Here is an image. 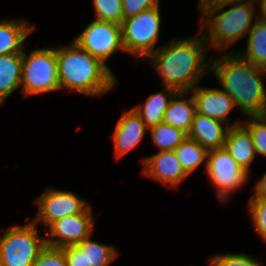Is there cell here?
<instances>
[{
	"label": "cell",
	"instance_id": "2",
	"mask_svg": "<svg viewBox=\"0 0 266 266\" xmlns=\"http://www.w3.org/2000/svg\"><path fill=\"white\" fill-rule=\"evenodd\" d=\"M219 78L223 91L234 100L236 106L247 115L266 114V94L260 75L266 69L257 67L240 57V54L216 59L212 66Z\"/></svg>",
	"mask_w": 266,
	"mask_h": 266
},
{
	"label": "cell",
	"instance_id": "27",
	"mask_svg": "<svg viewBox=\"0 0 266 266\" xmlns=\"http://www.w3.org/2000/svg\"><path fill=\"white\" fill-rule=\"evenodd\" d=\"M248 203L257 233L266 241V200L251 197Z\"/></svg>",
	"mask_w": 266,
	"mask_h": 266
},
{
	"label": "cell",
	"instance_id": "32",
	"mask_svg": "<svg viewBox=\"0 0 266 266\" xmlns=\"http://www.w3.org/2000/svg\"><path fill=\"white\" fill-rule=\"evenodd\" d=\"M67 266H89L86 256L76 245L63 247Z\"/></svg>",
	"mask_w": 266,
	"mask_h": 266
},
{
	"label": "cell",
	"instance_id": "7",
	"mask_svg": "<svg viewBox=\"0 0 266 266\" xmlns=\"http://www.w3.org/2000/svg\"><path fill=\"white\" fill-rule=\"evenodd\" d=\"M249 0L238 3V5L230 8L229 10L223 11L213 19H207L206 22L201 25L208 24L210 45L212 47H225L232 43L240 40L243 36L247 35L252 29L250 28L252 15L254 14V3Z\"/></svg>",
	"mask_w": 266,
	"mask_h": 266
},
{
	"label": "cell",
	"instance_id": "31",
	"mask_svg": "<svg viewBox=\"0 0 266 266\" xmlns=\"http://www.w3.org/2000/svg\"><path fill=\"white\" fill-rule=\"evenodd\" d=\"M241 2H245V0H200L199 7L202 9V13L210 19L215 13H218L227 5Z\"/></svg>",
	"mask_w": 266,
	"mask_h": 266
},
{
	"label": "cell",
	"instance_id": "4",
	"mask_svg": "<svg viewBox=\"0 0 266 266\" xmlns=\"http://www.w3.org/2000/svg\"><path fill=\"white\" fill-rule=\"evenodd\" d=\"M34 221L11 227L0 238V266H32L46 239L39 238Z\"/></svg>",
	"mask_w": 266,
	"mask_h": 266
},
{
	"label": "cell",
	"instance_id": "28",
	"mask_svg": "<svg viewBox=\"0 0 266 266\" xmlns=\"http://www.w3.org/2000/svg\"><path fill=\"white\" fill-rule=\"evenodd\" d=\"M32 266H67L63 248L46 245Z\"/></svg>",
	"mask_w": 266,
	"mask_h": 266
},
{
	"label": "cell",
	"instance_id": "34",
	"mask_svg": "<svg viewBox=\"0 0 266 266\" xmlns=\"http://www.w3.org/2000/svg\"><path fill=\"white\" fill-rule=\"evenodd\" d=\"M258 1V0H256ZM260 1V0H259ZM261 14H262V17H258V19H261L263 21H266V0H261Z\"/></svg>",
	"mask_w": 266,
	"mask_h": 266
},
{
	"label": "cell",
	"instance_id": "13",
	"mask_svg": "<svg viewBox=\"0 0 266 266\" xmlns=\"http://www.w3.org/2000/svg\"><path fill=\"white\" fill-rule=\"evenodd\" d=\"M193 98L197 113L227 122V114L235 106L234 100L221 89L195 88Z\"/></svg>",
	"mask_w": 266,
	"mask_h": 266
},
{
	"label": "cell",
	"instance_id": "10",
	"mask_svg": "<svg viewBox=\"0 0 266 266\" xmlns=\"http://www.w3.org/2000/svg\"><path fill=\"white\" fill-rule=\"evenodd\" d=\"M39 213L33 221H43V225L49 227L52 223L64 217L82 213L87 207V202L71 192L59 190H45L37 198Z\"/></svg>",
	"mask_w": 266,
	"mask_h": 266
},
{
	"label": "cell",
	"instance_id": "15",
	"mask_svg": "<svg viewBox=\"0 0 266 266\" xmlns=\"http://www.w3.org/2000/svg\"><path fill=\"white\" fill-rule=\"evenodd\" d=\"M220 120L196 113L187 137L207 150L222 148L230 126L223 128Z\"/></svg>",
	"mask_w": 266,
	"mask_h": 266
},
{
	"label": "cell",
	"instance_id": "24",
	"mask_svg": "<svg viewBox=\"0 0 266 266\" xmlns=\"http://www.w3.org/2000/svg\"><path fill=\"white\" fill-rule=\"evenodd\" d=\"M149 130L154 144L159 147L160 151L174 150L187 138V133L183 130L175 128L164 122L150 128Z\"/></svg>",
	"mask_w": 266,
	"mask_h": 266
},
{
	"label": "cell",
	"instance_id": "6",
	"mask_svg": "<svg viewBox=\"0 0 266 266\" xmlns=\"http://www.w3.org/2000/svg\"><path fill=\"white\" fill-rule=\"evenodd\" d=\"M21 85L27 95L60 89L55 50H34L29 57L23 52Z\"/></svg>",
	"mask_w": 266,
	"mask_h": 266
},
{
	"label": "cell",
	"instance_id": "8",
	"mask_svg": "<svg viewBox=\"0 0 266 266\" xmlns=\"http://www.w3.org/2000/svg\"><path fill=\"white\" fill-rule=\"evenodd\" d=\"M74 42L103 64L116 50H124L121 25L107 21L91 22Z\"/></svg>",
	"mask_w": 266,
	"mask_h": 266
},
{
	"label": "cell",
	"instance_id": "14",
	"mask_svg": "<svg viewBox=\"0 0 266 266\" xmlns=\"http://www.w3.org/2000/svg\"><path fill=\"white\" fill-rule=\"evenodd\" d=\"M147 130L146 124L133 109L125 112L117 122L113 134L117 157L135 147Z\"/></svg>",
	"mask_w": 266,
	"mask_h": 266
},
{
	"label": "cell",
	"instance_id": "19",
	"mask_svg": "<svg viewBox=\"0 0 266 266\" xmlns=\"http://www.w3.org/2000/svg\"><path fill=\"white\" fill-rule=\"evenodd\" d=\"M33 29L23 20L0 21V55L23 53V42Z\"/></svg>",
	"mask_w": 266,
	"mask_h": 266
},
{
	"label": "cell",
	"instance_id": "12",
	"mask_svg": "<svg viewBox=\"0 0 266 266\" xmlns=\"http://www.w3.org/2000/svg\"><path fill=\"white\" fill-rule=\"evenodd\" d=\"M143 163L142 174L157 179L167 186L176 188L188 176L173 150L159 151L157 154L145 158Z\"/></svg>",
	"mask_w": 266,
	"mask_h": 266
},
{
	"label": "cell",
	"instance_id": "23",
	"mask_svg": "<svg viewBox=\"0 0 266 266\" xmlns=\"http://www.w3.org/2000/svg\"><path fill=\"white\" fill-rule=\"evenodd\" d=\"M76 246L86 256L89 266H108L118 255L113 247L91 241L90 236Z\"/></svg>",
	"mask_w": 266,
	"mask_h": 266
},
{
	"label": "cell",
	"instance_id": "3",
	"mask_svg": "<svg viewBox=\"0 0 266 266\" xmlns=\"http://www.w3.org/2000/svg\"><path fill=\"white\" fill-rule=\"evenodd\" d=\"M71 47L55 49L60 88L87 95H100L116 82L107 65L72 42Z\"/></svg>",
	"mask_w": 266,
	"mask_h": 266
},
{
	"label": "cell",
	"instance_id": "18",
	"mask_svg": "<svg viewBox=\"0 0 266 266\" xmlns=\"http://www.w3.org/2000/svg\"><path fill=\"white\" fill-rule=\"evenodd\" d=\"M23 53L0 55V104L21 86Z\"/></svg>",
	"mask_w": 266,
	"mask_h": 266
},
{
	"label": "cell",
	"instance_id": "33",
	"mask_svg": "<svg viewBox=\"0 0 266 266\" xmlns=\"http://www.w3.org/2000/svg\"><path fill=\"white\" fill-rule=\"evenodd\" d=\"M255 194L252 197H257L266 200V173L263 178L254 187Z\"/></svg>",
	"mask_w": 266,
	"mask_h": 266
},
{
	"label": "cell",
	"instance_id": "26",
	"mask_svg": "<svg viewBox=\"0 0 266 266\" xmlns=\"http://www.w3.org/2000/svg\"><path fill=\"white\" fill-rule=\"evenodd\" d=\"M253 120L243 126L250 132L255 152L266 156V114L250 115Z\"/></svg>",
	"mask_w": 266,
	"mask_h": 266
},
{
	"label": "cell",
	"instance_id": "21",
	"mask_svg": "<svg viewBox=\"0 0 266 266\" xmlns=\"http://www.w3.org/2000/svg\"><path fill=\"white\" fill-rule=\"evenodd\" d=\"M249 31L246 55L240 56L253 65L266 69V21L256 18Z\"/></svg>",
	"mask_w": 266,
	"mask_h": 266
},
{
	"label": "cell",
	"instance_id": "30",
	"mask_svg": "<svg viewBox=\"0 0 266 266\" xmlns=\"http://www.w3.org/2000/svg\"><path fill=\"white\" fill-rule=\"evenodd\" d=\"M159 0H122L123 20L158 6Z\"/></svg>",
	"mask_w": 266,
	"mask_h": 266
},
{
	"label": "cell",
	"instance_id": "5",
	"mask_svg": "<svg viewBox=\"0 0 266 266\" xmlns=\"http://www.w3.org/2000/svg\"><path fill=\"white\" fill-rule=\"evenodd\" d=\"M159 6L143 10L121 23L124 51L134 55L149 56L154 49L160 30Z\"/></svg>",
	"mask_w": 266,
	"mask_h": 266
},
{
	"label": "cell",
	"instance_id": "11",
	"mask_svg": "<svg viewBox=\"0 0 266 266\" xmlns=\"http://www.w3.org/2000/svg\"><path fill=\"white\" fill-rule=\"evenodd\" d=\"M93 217L89 206L80 214L64 217L49 226L51 238L46 239V245L63 248L76 245L90 236Z\"/></svg>",
	"mask_w": 266,
	"mask_h": 266
},
{
	"label": "cell",
	"instance_id": "25",
	"mask_svg": "<svg viewBox=\"0 0 266 266\" xmlns=\"http://www.w3.org/2000/svg\"><path fill=\"white\" fill-rule=\"evenodd\" d=\"M96 20L113 22L121 25L123 22L122 0H94Z\"/></svg>",
	"mask_w": 266,
	"mask_h": 266
},
{
	"label": "cell",
	"instance_id": "16",
	"mask_svg": "<svg viewBox=\"0 0 266 266\" xmlns=\"http://www.w3.org/2000/svg\"><path fill=\"white\" fill-rule=\"evenodd\" d=\"M223 147L240 167L249 172L256 152L251 134L241 122L230 126Z\"/></svg>",
	"mask_w": 266,
	"mask_h": 266
},
{
	"label": "cell",
	"instance_id": "17",
	"mask_svg": "<svg viewBox=\"0 0 266 266\" xmlns=\"http://www.w3.org/2000/svg\"><path fill=\"white\" fill-rule=\"evenodd\" d=\"M187 93L188 92H177L176 95L172 97L165 111L163 122L181 129L188 134L197 110L193 96L188 101L185 99L182 100V97Z\"/></svg>",
	"mask_w": 266,
	"mask_h": 266
},
{
	"label": "cell",
	"instance_id": "20",
	"mask_svg": "<svg viewBox=\"0 0 266 266\" xmlns=\"http://www.w3.org/2000/svg\"><path fill=\"white\" fill-rule=\"evenodd\" d=\"M164 90L165 93H167L166 96L164 92L152 94L146 100L143 108L140 106L133 108V111L141 117L148 129L163 122L165 111L167 110L172 97L177 93L176 90L170 87H164ZM168 96L171 97L168 98Z\"/></svg>",
	"mask_w": 266,
	"mask_h": 266
},
{
	"label": "cell",
	"instance_id": "9",
	"mask_svg": "<svg viewBox=\"0 0 266 266\" xmlns=\"http://www.w3.org/2000/svg\"><path fill=\"white\" fill-rule=\"evenodd\" d=\"M206 170L218 188V196L226 199L227 195L243 185L248 178V172L222 148L208 150Z\"/></svg>",
	"mask_w": 266,
	"mask_h": 266
},
{
	"label": "cell",
	"instance_id": "29",
	"mask_svg": "<svg viewBox=\"0 0 266 266\" xmlns=\"http://www.w3.org/2000/svg\"><path fill=\"white\" fill-rule=\"evenodd\" d=\"M211 266H263L245 254H225L214 256Z\"/></svg>",
	"mask_w": 266,
	"mask_h": 266
},
{
	"label": "cell",
	"instance_id": "1",
	"mask_svg": "<svg viewBox=\"0 0 266 266\" xmlns=\"http://www.w3.org/2000/svg\"><path fill=\"white\" fill-rule=\"evenodd\" d=\"M197 38L176 40L170 46L157 48L148 56L155 62L154 68L159 72L164 87L173 88L177 92H189L204 76L208 65L203 62V50H206L208 38L205 33L200 40Z\"/></svg>",
	"mask_w": 266,
	"mask_h": 266
},
{
	"label": "cell",
	"instance_id": "22",
	"mask_svg": "<svg viewBox=\"0 0 266 266\" xmlns=\"http://www.w3.org/2000/svg\"><path fill=\"white\" fill-rule=\"evenodd\" d=\"M173 151L187 175L191 174L207 158L208 153L205 147L189 137Z\"/></svg>",
	"mask_w": 266,
	"mask_h": 266
}]
</instances>
